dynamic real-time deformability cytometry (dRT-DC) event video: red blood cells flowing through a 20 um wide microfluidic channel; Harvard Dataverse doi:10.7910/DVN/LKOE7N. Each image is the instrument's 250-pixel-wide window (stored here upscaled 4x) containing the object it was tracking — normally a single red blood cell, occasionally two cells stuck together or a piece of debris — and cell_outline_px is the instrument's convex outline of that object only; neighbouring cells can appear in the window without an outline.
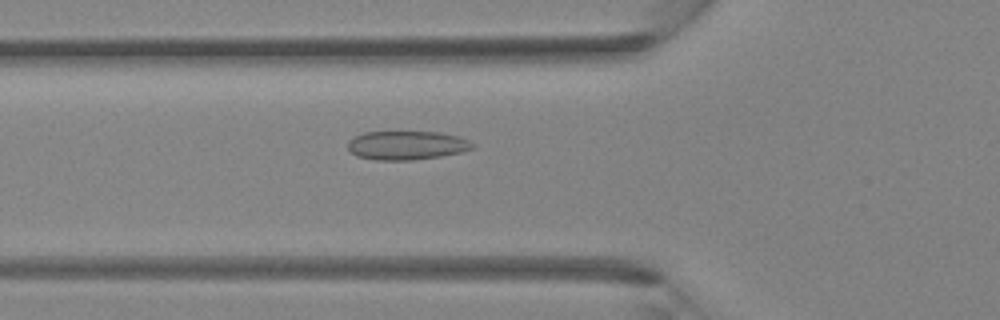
{"species": "Egyptian fruit bat (a non-hibernating species)", "species_latin": "Rousettus aegyptiacus", "temperature_condition": "room temperature", "stored_images_in_passage": 38, "camera_frame_rate_fps": 3000, "um_per_image_px": 0.085, "animal": {"sex": "female"}, "frame": {"image": 1, "passage_image": 11, "time_ms": 3.333, "image_size_px": [1000, 320], "cell_outline_px": [[476, 144], [472, 148], [460, 152], [440, 156], [412, 160], [376, 160], [356, 156], [348, 148], [348, 140], [364, 132], [440, 132], [456, 136], [468, 140]], "centroid_in_image_um": [34.55, 12.35], "position_along_channel_um": 91.2, "area_um2": 20.81}}
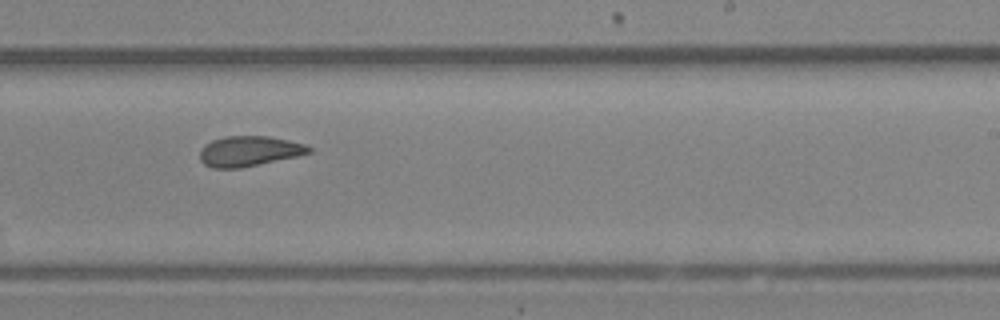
{"frame": {"image": 2, "passage_image": 22, "time_ms": 7.0, "image_size_px": [1000, 320], "cell_outline_px": [[312, 152], [296, 156], [240, 168], [212, 168], [204, 164], [200, 160], [200, 148], [204, 144], [212, 140], [224, 136], [268, 136], [288, 140], [304, 144], [312, 148]], "centroid_in_image_um": [21.13, 12.84], "position_along_channel_um": 267.9, "area_um2": 19.19}}
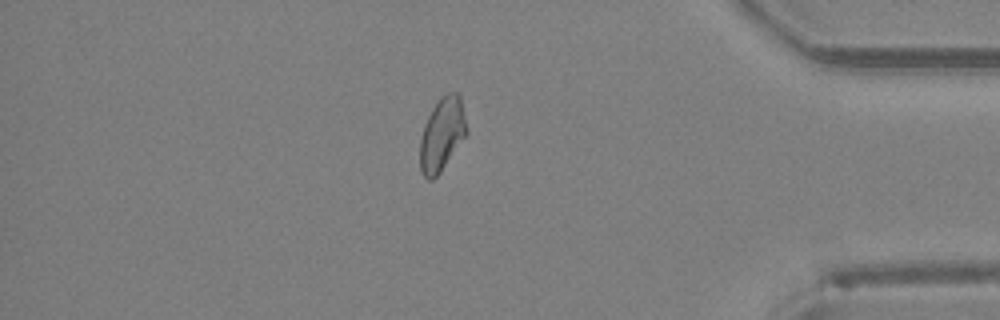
{"frame": {"image": 3, "passage_image": 32, "time_ms": 10.333, "image_size_px": [1000, 320], "cell_outline_px": [[468, 132], [440, 172], [432, 180], [428, 180], [420, 172], [420, 136], [424, 124], [432, 108], [440, 96], [448, 92], [456, 92], [460, 96]], "centroid_in_image_um": [37.55, 11.41], "position_along_channel_um": 397.6, "area_um2": 19.88}}